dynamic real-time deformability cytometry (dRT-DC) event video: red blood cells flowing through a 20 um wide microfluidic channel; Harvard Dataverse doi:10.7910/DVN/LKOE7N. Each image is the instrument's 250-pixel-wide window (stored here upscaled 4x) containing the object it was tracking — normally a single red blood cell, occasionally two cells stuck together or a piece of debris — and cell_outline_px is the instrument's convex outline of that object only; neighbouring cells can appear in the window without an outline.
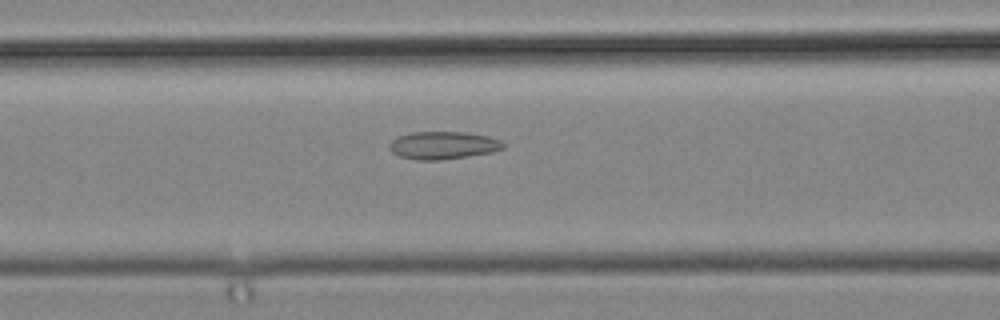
{"species": "common noctule bat (a hibernating species)", "species_latin": "Nyctalus noctula", "temperature_condition": "cold", "stored_images_in_passage": 35, "camera_frame_rate_fps": 3000, "um_per_image_px": 0.085, "animal": {"sex": "male", "body_mass_g": 19.2, "forearm_length_mm": 51.8}, "frame": {"image": 1, "passage_image": 12, "time_ms": 3.667, "image_size_px": [1000, 320], "cell_outline_px": [[504, 148], [492, 152], [440, 160], [416, 160], [400, 156], [392, 152], [388, 148], [388, 144], [396, 136], [412, 132], [464, 132], [488, 136], [500, 140], [504, 144]], "centroid_in_image_um": [37.62, 12.35], "position_along_channel_um": 129.0, "area_um2": 18.38}}
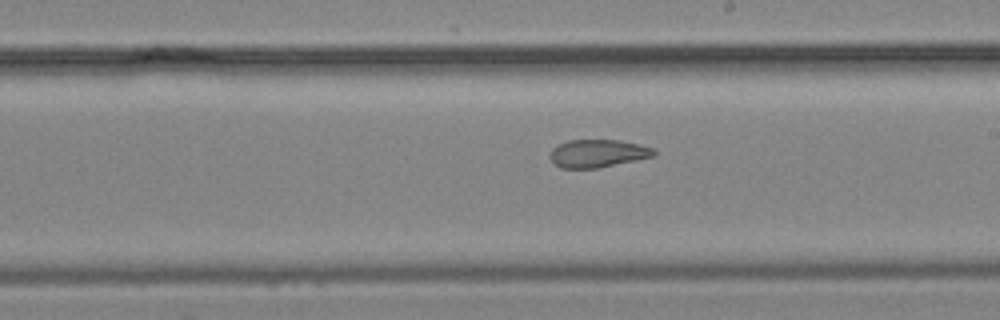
{"frame": {"image": 2, "passage_image": 20, "time_ms": 6.333, "image_size_px": [1000, 320], "cell_outline_px": [[656, 156], [596, 168], [560, 168], [548, 156], [552, 148], [568, 140], [620, 140], [640, 144], [652, 148], [656, 152]], "centroid_in_image_um": [50.81, 13.03], "position_along_channel_um": 238.2, "area_um2": 16.82}}
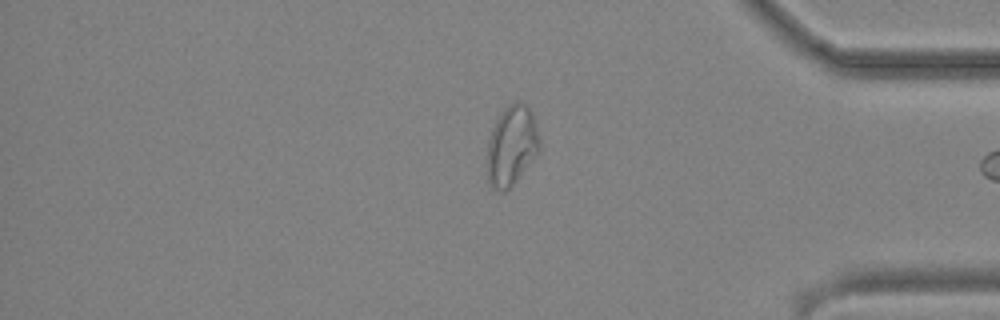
{"frame": {"image": 3, "passage_image": 33, "time_ms": 10.667, "image_size_px": [1000, 320], "cell_outline_px": [[540, 152], [516, 180], [504, 192], [500, 192], [492, 188], [488, 184], [488, 140], [492, 128], [500, 112], [508, 104], [516, 100], [520, 100], [532, 112], [540, 140]], "centroid_in_image_um": [43.49, 12.36], "position_along_channel_um": 391.7, "area_um2": 24.51}}